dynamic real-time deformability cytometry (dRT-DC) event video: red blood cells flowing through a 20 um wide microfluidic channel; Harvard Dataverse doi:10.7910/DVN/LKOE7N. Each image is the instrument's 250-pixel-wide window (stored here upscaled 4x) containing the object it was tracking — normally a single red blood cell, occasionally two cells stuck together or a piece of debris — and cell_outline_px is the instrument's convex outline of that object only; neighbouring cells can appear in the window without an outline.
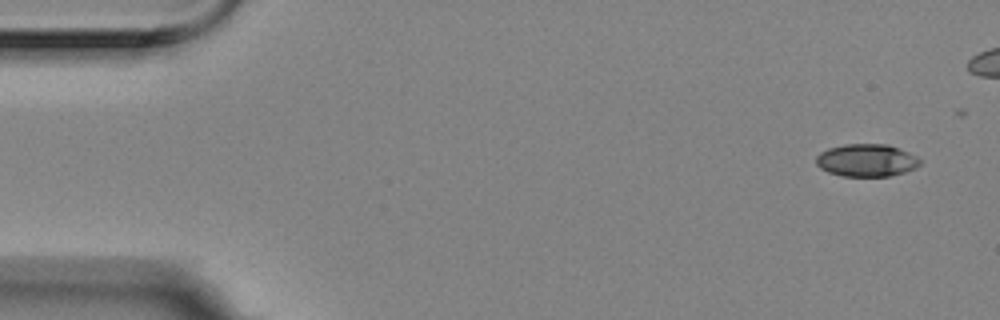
{"species": "Egyptian fruit bat (a non-hibernating species)", "species_latin": "Rousettus aegyptiacus", "temperature_condition": "room temperature", "stored_images_in_passage": 6, "camera_frame_rate_fps": 3000, "um_per_image_px": 0.085, "animal": {"sex": "female"}, "frame": {"image": 1, "passage_image": 1, "time_ms": 0.0, "image_size_px": [1000, 320], "cell_outline_px": [[920, 164], [916, 168], [904, 172], [888, 176], [844, 176], [828, 172], [820, 168], [816, 164], [816, 156], [820, 152], [828, 148], [844, 144], [888, 144], [908, 152], [916, 156], [920, 160]], "centroid_in_image_um": [73.64, 13.62], "position_along_channel_um": 11.4, "area_um2": 19.71}}